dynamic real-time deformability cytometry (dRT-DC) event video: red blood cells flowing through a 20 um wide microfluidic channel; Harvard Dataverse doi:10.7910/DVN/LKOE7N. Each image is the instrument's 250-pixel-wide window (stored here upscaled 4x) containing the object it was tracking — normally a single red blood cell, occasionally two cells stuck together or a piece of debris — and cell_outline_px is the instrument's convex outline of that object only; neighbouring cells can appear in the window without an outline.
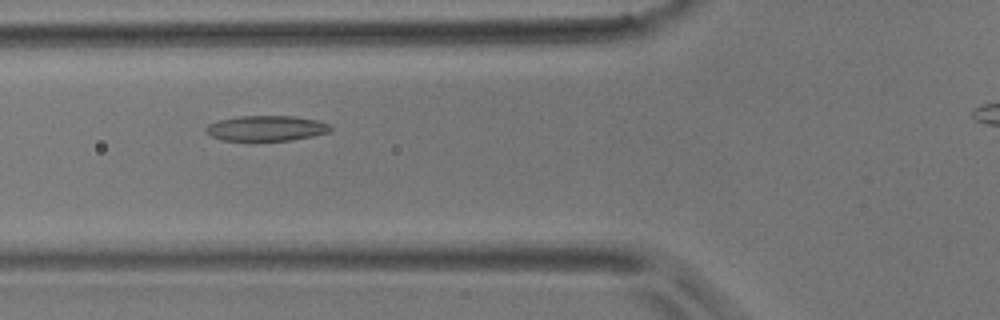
{"species": "common noctule bat (a hibernating species)", "species_latin": "Nyctalus noctula", "temperature_condition": "room temperature", "stored_images_in_passage": 4, "camera_frame_rate_fps": 3000, "um_per_image_px": 0.085, "animal": {"sex": "male", "body_mass_g": 17.9}, "frame": {"image": 1, "passage_image": 4, "time_ms": 1.0, "image_size_px": [1000, 320], "cell_outline_px": [[332, 128], [328, 132], [312, 136], [292, 140], [220, 140], [204, 132], [204, 128], [208, 124], [220, 120], [240, 116], [296, 116], [320, 120], [332, 124]], "centroid_in_image_um": [22.66, 10.89], "position_along_channel_um": 103.1, "area_um2": 18.5}}